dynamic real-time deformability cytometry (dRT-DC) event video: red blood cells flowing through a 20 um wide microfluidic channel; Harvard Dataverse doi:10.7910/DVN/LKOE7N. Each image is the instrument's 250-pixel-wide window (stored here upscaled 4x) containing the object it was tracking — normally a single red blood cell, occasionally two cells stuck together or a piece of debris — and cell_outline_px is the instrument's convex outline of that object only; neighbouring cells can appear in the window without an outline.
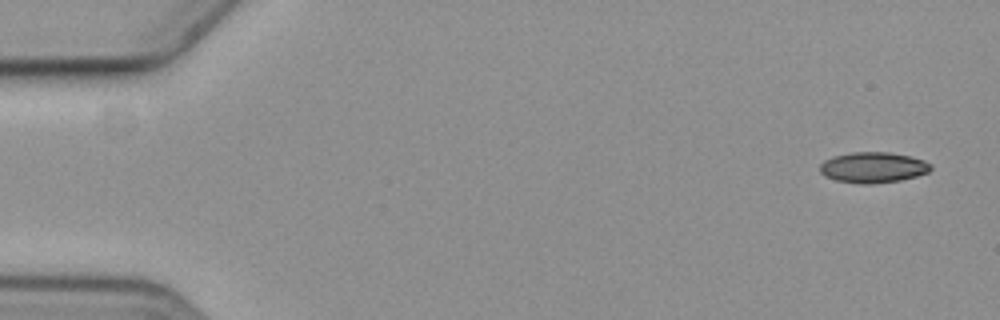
{"species": "common noctule bat (a hibernating species)", "species_latin": "Nyctalus noctula", "temperature_condition": "cold", "stored_images_in_passage": 4, "camera_frame_rate_fps": 3000, "um_per_image_px": 0.085, "animal": {"sex": "female", "body_mass_g": 19.3, "forearm_length_mm": 54.1}, "frame": {"image": 1, "passage_image": 1, "time_ms": 0.0, "image_size_px": [1000, 320], "cell_outline_px": [[932, 168], [928, 172], [916, 176], [900, 180], [872, 184], [860, 184], [836, 180], [824, 176], [820, 172], [820, 164], [824, 160], [832, 156], [852, 152], [888, 152], [912, 156], [924, 160], [932, 164]], "centroid_in_image_um": [74.21, 14.22], "position_along_channel_um": 10.8, "area_um2": 20.0}}